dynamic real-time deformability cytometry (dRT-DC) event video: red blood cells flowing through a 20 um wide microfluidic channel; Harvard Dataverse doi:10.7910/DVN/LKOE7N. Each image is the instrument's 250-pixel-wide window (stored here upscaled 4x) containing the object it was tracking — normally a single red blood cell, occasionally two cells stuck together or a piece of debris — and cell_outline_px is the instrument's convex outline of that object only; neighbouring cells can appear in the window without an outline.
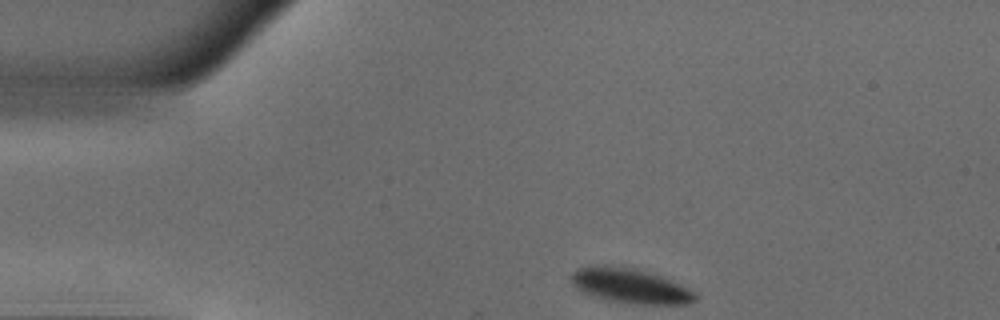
{"species": "common noctule bat (a hibernating species)", "species_latin": "Nyctalus noctula", "temperature_condition": "warm", "stored_images_in_passage": 42, "camera_frame_rate_fps": 3000, "um_per_image_px": 0.085, "animal": {"sex": "male", "body_mass_g": 18.8}, "frame": {"image": 1, "passage_image": 1, "time_ms": 0.0, "image_size_px": [1000, 320], "cell_outline_px": [[696, 300], [688, 304], [628, 304], [600, 300], [576, 288], [572, 284], [568, 276], [576, 268], [588, 264], [604, 264], [628, 268], [660, 276], [680, 284], [688, 288], [696, 296]], "centroid_in_image_um": [53.44, 24.3], "position_along_channel_um": 31.6, "area_um2": 25.49}}
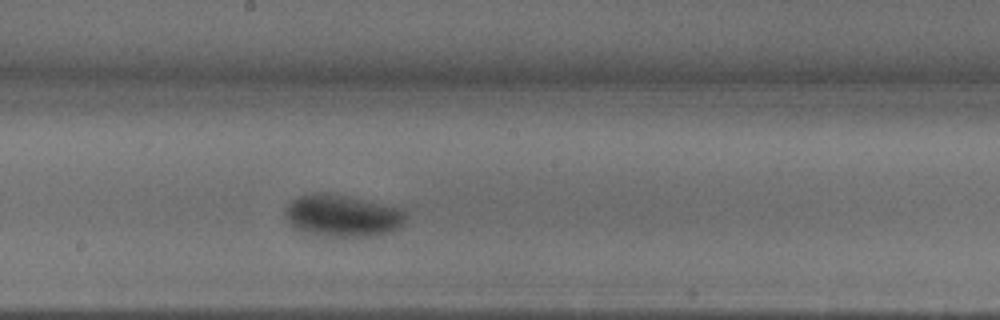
{"frame": {"image": 2, "passage_image": 19, "time_ms": 6.0, "image_size_px": [1000, 320], "cell_outline_px": [[408, 216], [404, 224], [392, 232], [380, 236], [344, 240], [304, 232], [288, 224], [284, 216], [284, 208], [292, 200], [300, 196], [312, 192], [320, 192], [344, 196], [404, 208], [408, 212]], "centroid_in_image_um": [29.15, 18.39], "position_along_channel_um": 219.0, "area_um2": 30.81}}
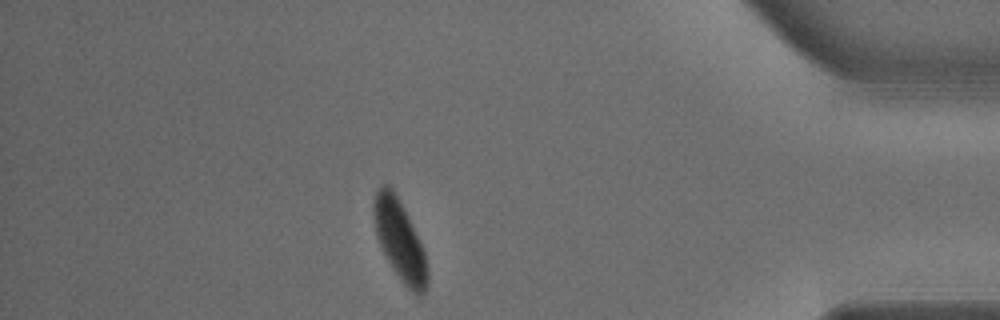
{"frame": {"image": 3, "passage_image": 36, "time_ms": 11.667, "image_size_px": [1000, 320], "cell_outline_px": [[428, 280], [424, 292], [420, 296], [416, 296], [404, 284], [392, 268], [380, 244], [376, 232], [372, 208], [372, 200], [376, 192], [384, 184], [388, 184], [392, 188], [408, 216], [420, 240], [424, 252], [428, 268]], "centroid_in_image_um": [33.98, 20.43], "position_along_channel_um": 401.2, "area_um2": 24.85}, "authors_computed_cell_mechanics": {"area_um2": 28.8711, "velocity_mm_per_s": 3.9244, "shape_relaxation_time_tau1_ms": 4.9203, "shape_relaxation_time_tau2_ms": null, "deformation_change_tau1": 0.1591, "deformation_change_tau2": null}}